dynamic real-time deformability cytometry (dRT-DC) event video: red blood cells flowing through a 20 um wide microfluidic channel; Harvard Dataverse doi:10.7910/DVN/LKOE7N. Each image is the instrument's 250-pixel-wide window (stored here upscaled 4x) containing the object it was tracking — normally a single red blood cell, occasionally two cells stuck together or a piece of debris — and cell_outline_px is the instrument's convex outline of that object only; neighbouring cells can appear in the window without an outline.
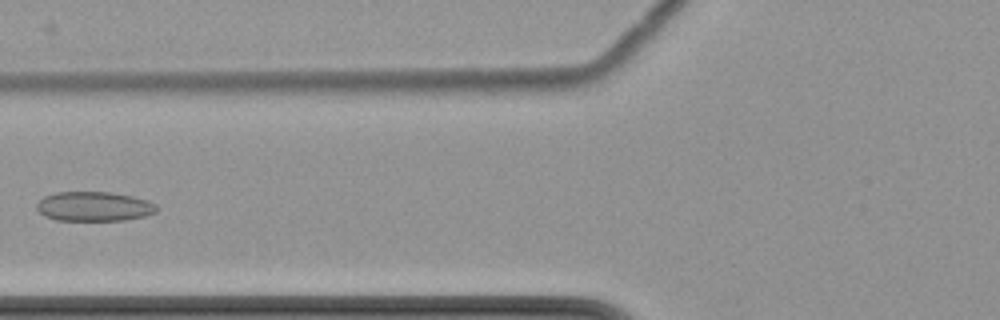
{"species": "common noctule bat (a hibernating species)", "species_latin": "Nyctalus noctula", "temperature_condition": "cold", "stored_images_in_passage": 8, "camera_frame_rate_fps": 3000, "um_per_image_px": 0.085, "animal": {"sex": "female", "body_mass_g": 22.7, "forearm_length_mm": 54.2}, "frame": {"image": 1, "passage_image": 8, "time_ms": 8.667, "image_size_px": [1000, 320], "cell_outline_px": [[160, 208], [156, 212], [144, 216], [124, 220], [56, 220], [44, 216], [36, 208], [36, 204], [44, 196], [56, 192], [112, 192], [132, 196], [148, 200], [156, 204]], "centroid_in_image_um": [8.01, 17.54], "position_along_channel_um": 117.8, "area_um2": 20.75}}